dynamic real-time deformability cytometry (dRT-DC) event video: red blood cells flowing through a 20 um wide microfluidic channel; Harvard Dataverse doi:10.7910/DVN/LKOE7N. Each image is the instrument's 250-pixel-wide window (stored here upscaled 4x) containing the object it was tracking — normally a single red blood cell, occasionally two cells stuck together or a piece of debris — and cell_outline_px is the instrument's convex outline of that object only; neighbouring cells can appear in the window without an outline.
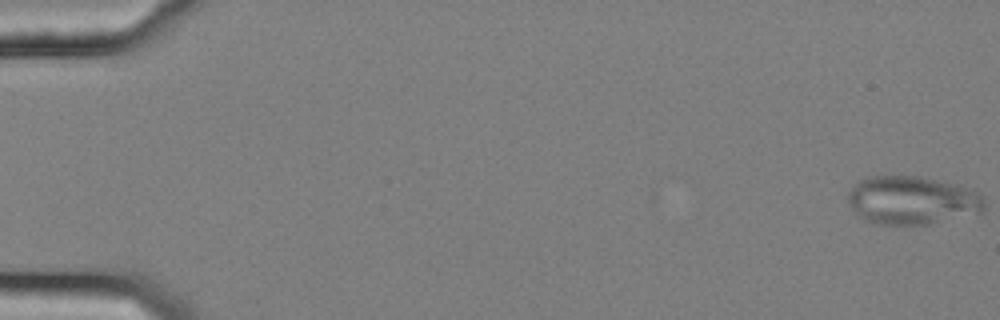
{"species": "common noctule bat (a hibernating species)", "species_latin": "Nyctalus noctula", "temperature_condition": "cold", "stored_images_in_passage": 23, "camera_frame_rate_fps": 3000, "um_per_image_px": 0.085, "animal": {"sex": "female", "body_mass_g": 25.1}, "frame": {"image": 1, "passage_image": 1, "time_ms": 0.0, "image_size_px": [1000, 320], "cell_outline_px": [[984, 212], [928, 224], [880, 224], [864, 220], [848, 204], [848, 192], [860, 180], [872, 176], [920, 176], [956, 184], [968, 188], [980, 196], [984, 200]], "centroid_in_image_um": [77.52, 17.02], "position_along_channel_um": 7.5, "area_um2": 38.15}}